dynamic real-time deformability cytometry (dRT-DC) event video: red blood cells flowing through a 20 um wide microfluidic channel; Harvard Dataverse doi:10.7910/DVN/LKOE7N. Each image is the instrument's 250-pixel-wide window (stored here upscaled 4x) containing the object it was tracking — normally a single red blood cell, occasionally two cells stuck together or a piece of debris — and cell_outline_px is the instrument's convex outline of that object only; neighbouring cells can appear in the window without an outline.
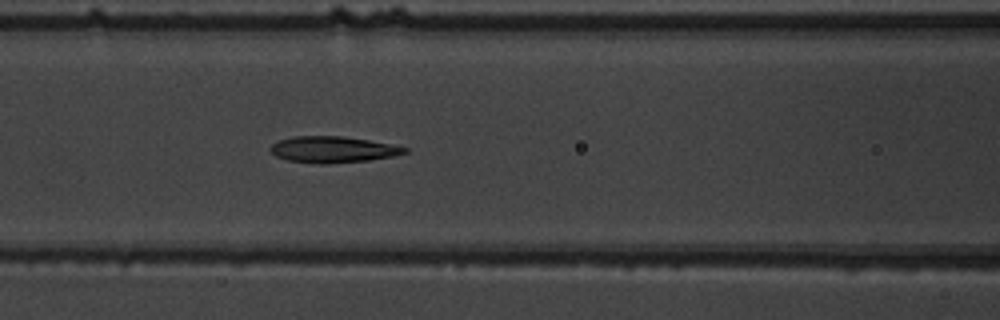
{"species": "common noctule bat (a hibernating species)", "species_latin": "Nyctalus noctula", "temperature_condition": "warm", "stored_images_in_passage": 8, "camera_frame_rate_fps": 3000, "um_per_image_px": 0.085, "animal": {"sex": "male", "body_mass_g": 19.5, "forearm_length_mm": 54.6}, "frame": {"image": 1, "passage_image": 8, "time_ms": 8.0, "image_size_px": [1000, 320], "cell_outline_px": [[408, 152], [392, 156], [368, 160], [328, 164], [316, 164], [288, 160], [276, 156], [268, 148], [272, 144], [280, 140], [292, 136], [340, 136], [368, 140], [408, 148]], "centroid_in_image_um": [28.25, 12.71], "position_along_channel_um": 138.4, "area_um2": 20.4}}